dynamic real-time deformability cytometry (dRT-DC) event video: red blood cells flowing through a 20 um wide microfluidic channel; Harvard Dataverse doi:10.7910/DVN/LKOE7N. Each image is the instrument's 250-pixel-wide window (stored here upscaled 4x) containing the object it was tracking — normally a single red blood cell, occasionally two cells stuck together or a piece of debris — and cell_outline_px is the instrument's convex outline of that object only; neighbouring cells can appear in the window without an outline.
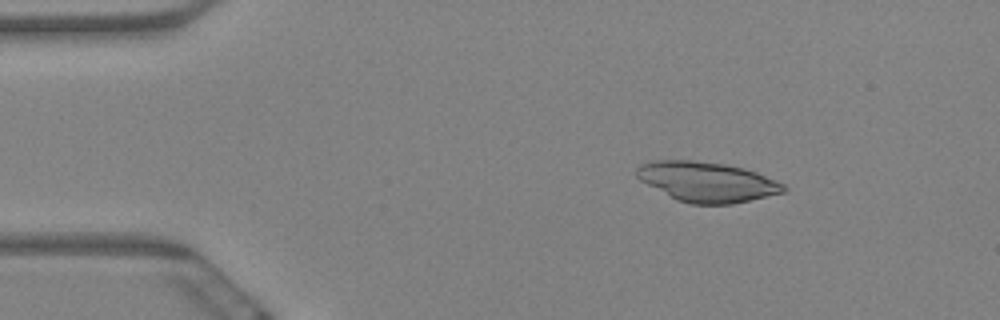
{"species": "Egyptian fruit bat (a non-hibernating species)", "species_latin": "Rousettus aegyptiacus", "temperature_condition": "warm", "stored_images_in_passage": 8, "camera_frame_rate_fps": 3000, "um_per_image_px": 0.085, "animal": {"sex": "female"}, "frame": {"image": 1, "passage_image": 2, "time_ms": 0.333, "image_size_px": [1000, 320], "cell_outline_px": [[788, 188], [784, 192], [732, 204], [692, 204], [676, 200], [640, 180], [636, 176], [636, 168], [640, 164], [652, 160], [692, 160], [724, 164], [744, 168], [756, 172], [776, 180], [784, 184]], "centroid_in_image_um": [60.08, 15.45], "position_along_channel_um": 24.9, "area_um2": 34.16}}
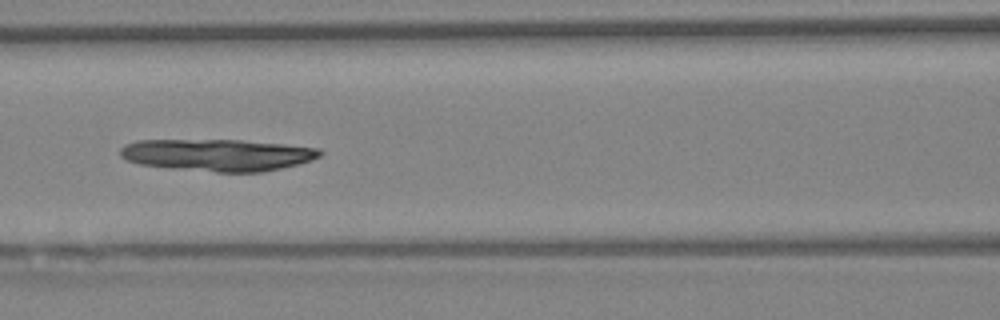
{"frame": {"image": 2, "passage_image": 7, "time_ms": 2.0, "image_size_px": [1000, 320], "cell_outline_px": [[324, 152], [320, 156], [312, 160], [300, 164], [264, 172], [216, 172], [172, 168], [140, 164], [128, 160], [120, 156], [120, 148], [124, 144], [136, 140], [240, 140], [280, 144], [316, 148]], "centroid_in_image_um": [18.49, 13.17], "position_along_channel_um": 148.1, "area_um2": 37.17}}
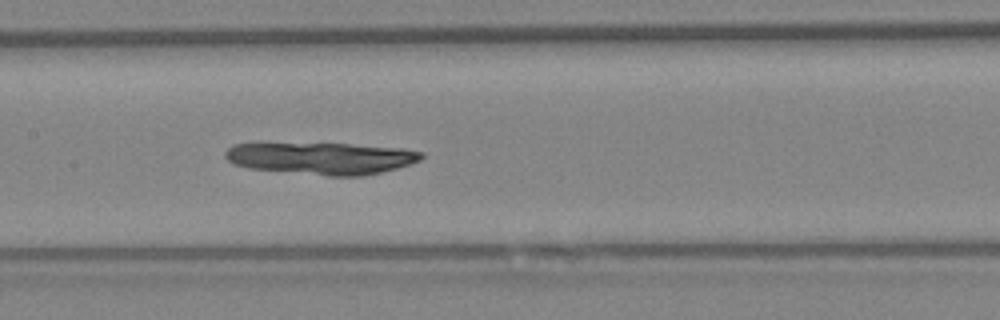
{"frame": {"image": 3, "passage_image": 8, "time_ms": 2.333, "image_size_px": [1000, 320], "cell_outline_px": [[424, 156], [420, 160], [396, 168], [364, 176], [328, 176], [248, 168], [236, 164], [228, 160], [224, 156], [224, 152], [232, 144], [348, 144], [400, 148], [424, 152]], "centroid_in_image_um": [27.33, 13.46], "position_along_channel_um": 180.1, "area_um2": 36.18}}